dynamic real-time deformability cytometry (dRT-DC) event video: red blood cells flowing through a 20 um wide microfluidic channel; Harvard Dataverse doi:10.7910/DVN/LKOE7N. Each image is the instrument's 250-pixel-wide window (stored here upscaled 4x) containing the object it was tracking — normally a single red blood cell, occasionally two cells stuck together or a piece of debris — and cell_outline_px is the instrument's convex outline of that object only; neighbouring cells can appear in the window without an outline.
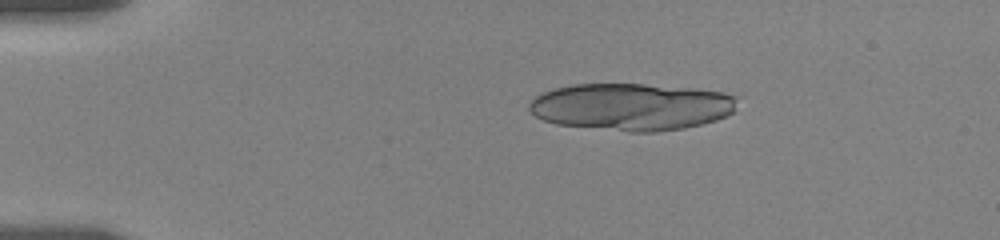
{"species": "human", "species_latin": "Homo sapiens", "temperature_condition": "room temperature", "stored_images_in_passage": 13, "camera_frame_rate_fps": 3000, "um_per_image_px": 0.085, "donor": {"sex": "female"}, "frame": {"image": 1, "passage_image": 6, "time_ms": 2.667, "image_size_px": [1000, 240], "cell_outline_px": [[736, 96], [732, 112], [716, 120], [684, 128], [656, 132], [628, 132], [556, 124], [544, 120], [536, 116], [528, 108], [528, 104], [540, 92], [552, 88], [572, 84], [644, 84], [692, 88], [724, 92]], "centroid_in_image_um": [53.62, 9.07], "position_along_channel_um": 31.4, "area_um2": 57.34}}